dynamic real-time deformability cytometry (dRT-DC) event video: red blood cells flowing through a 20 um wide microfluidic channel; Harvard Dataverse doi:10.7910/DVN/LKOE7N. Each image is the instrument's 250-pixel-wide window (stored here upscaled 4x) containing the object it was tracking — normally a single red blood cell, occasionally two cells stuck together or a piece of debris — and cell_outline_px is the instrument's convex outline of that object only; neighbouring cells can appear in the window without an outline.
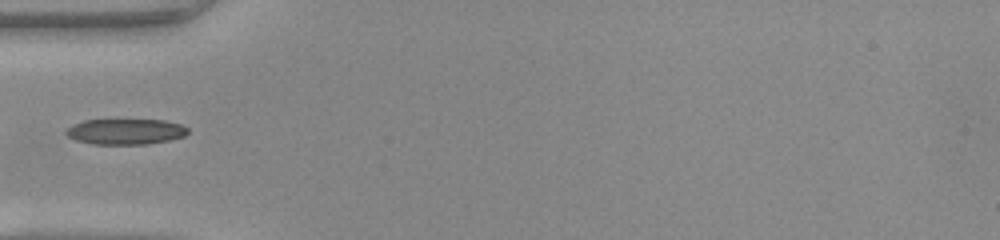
{"species": "common noctule bat (a hibernating species)", "species_latin": "Nyctalus noctula", "temperature_condition": "warm", "stored_images_in_passage": 33, "camera_frame_rate_fps": 3000, "um_per_image_px": 0.085, "animal": {"sex": "female", "body_mass_g": 22.0, "forearm_length_mm": 56.7}, "frame": {"image": 1, "passage_image": 1, "time_ms": 0.0, "image_size_px": [1000, 240], "cell_outline_px": [[188, 132], [184, 136], [168, 140], [148, 144], [92, 144], [76, 140], [68, 136], [64, 132], [72, 124], [84, 120], [164, 120], [180, 124], [188, 128]], "centroid_in_image_um": [10.65, 11.18], "position_along_channel_um": 74.3, "area_um2": 18.15}}
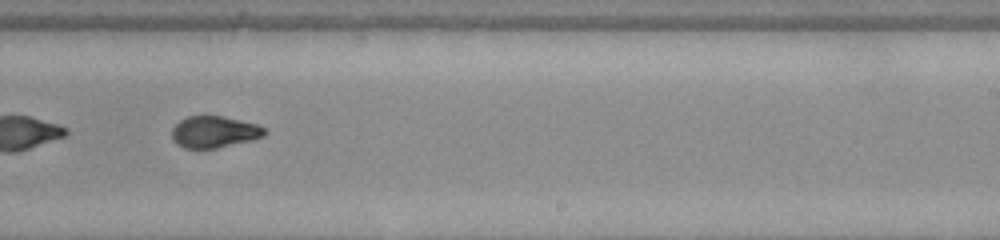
{"frame": {"image": 2, "passage_image": 15, "time_ms": 4.667, "image_size_px": [1000, 240], "cell_outline_px": [[268, 132], [264, 136], [252, 140], [216, 148], [184, 148], [176, 144], [172, 140], [172, 128], [180, 120], [188, 116], [220, 116], [240, 120], [256, 124], [264, 128]], "centroid_in_image_um": [18.2, 11.22], "position_along_channel_um": 270.8, "area_um2": 17.05}}